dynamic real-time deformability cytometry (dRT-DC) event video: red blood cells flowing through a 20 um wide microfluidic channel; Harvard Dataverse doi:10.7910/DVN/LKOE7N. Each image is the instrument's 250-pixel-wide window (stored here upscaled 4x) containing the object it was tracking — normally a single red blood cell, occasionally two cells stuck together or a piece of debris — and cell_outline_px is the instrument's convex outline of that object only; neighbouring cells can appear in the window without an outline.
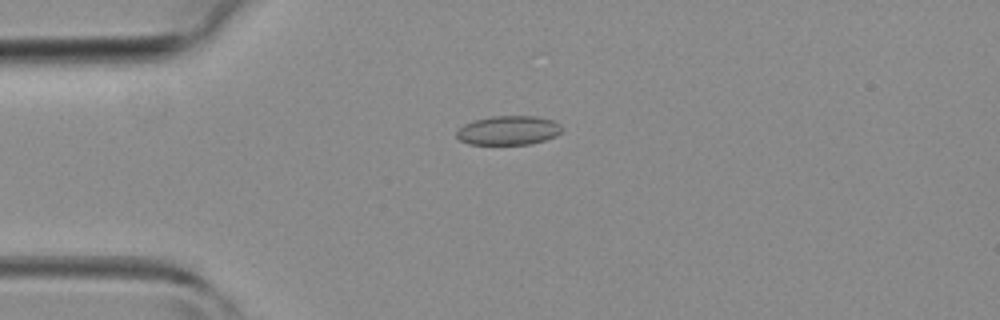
{"species": "common noctule bat (a hibernating species)", "species_latin": "Nyctalus noctula", "temperature_condition": "room temperature", "stored_images_in_passage": 41, "camera_frame_rate_fps": 3000, "um_per_image_px": 0.085, "animal": {"sex": "female", "body_mass_g": 19.3, "forearm_length_mm": 54.1}, "frame": {"image": 1, "passage_image": 9, "time_ms": 2.667, "image_size_px": [1000, 320], "cell_outline_px": [[564, 128], [556, 136], [532, 144], [468, 144], [460, 140], [456, 136], [456, 132], [464, 124], [472, 120], [492, 116], [536, 116], [552, 120], [560, 124]], "centroid_in_image_um": [43.22, 11.08], "position_along_channel_um": 41.8, "area_um2": 17.98}}
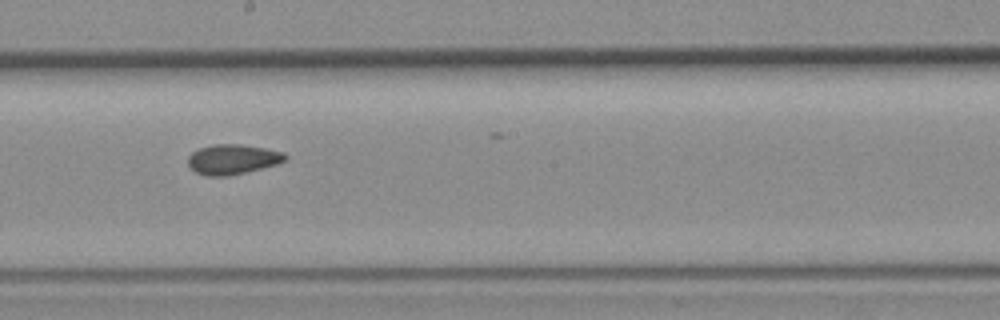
{"frame": {"image": 2, "passage_image": 22, "time_ms": 7.0, "image_size_px": [1000, 320], "cell_outline_px": [[288, 160], [276, 164], [228, 176], [204, 176], [196, 172], [188, 164], [188, 156], [192, 152], [200, 148], [216, 144], [240, 144], [264, 148], [284, 152], [288, 156]], "centroid_in_image_um": [19.78, 13.54], "position_along_channel_um": 228.4, "area_um2": 16.88}}
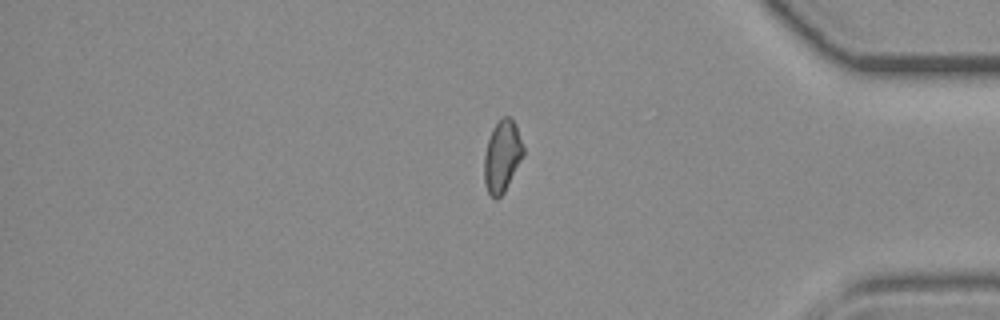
{"frame": {"image": 3, "passage_image": 34, "time_ms": 11.0, "image_size_px": [1000, 320], "cell_outline_px": [[524, 156], [504, 192], [496, 200], [488, 192], [484, 184], [484, 156], [488, 140], [492, 128], [500, 116], [508, 116], [516, 124], [524, 148]], "centroid_in_image_um": [42.68, 13.26], "position_along_channel_um": 392.5, "area_um2": 16.53}}